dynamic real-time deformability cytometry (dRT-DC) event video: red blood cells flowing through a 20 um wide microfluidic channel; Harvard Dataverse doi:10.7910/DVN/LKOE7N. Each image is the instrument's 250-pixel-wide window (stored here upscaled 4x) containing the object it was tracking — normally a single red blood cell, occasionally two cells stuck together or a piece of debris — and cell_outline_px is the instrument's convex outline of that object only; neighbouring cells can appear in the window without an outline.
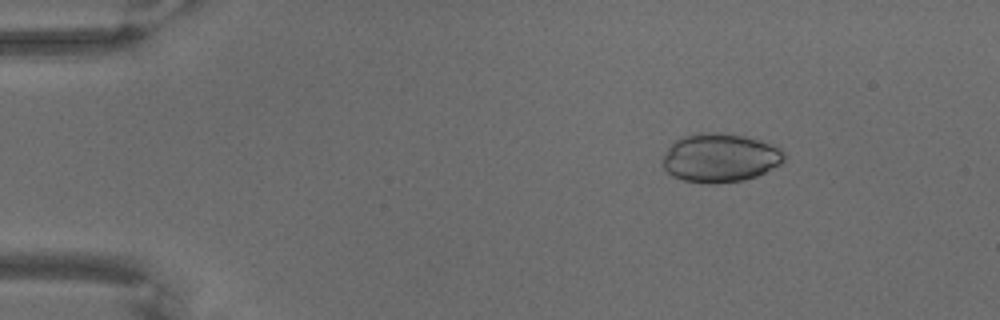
{"species": "common noctule bat (a hibernating species)", "species_latin": "Nyctalus noctula", "temperature_condition": "warm", "stored_images_in_passage": 68, "camera_frame_rate_fps": 3000, "um_per_image_px": 0.085, "animal": {"sex": "male", "body_mass_g": 18.8}, "frame": {"image": 1, "passage_image": 10, "time_ms": 3.0, "image_size_px": [1000, 320], "cell_outline_px": [[784, 160], [780, 164], [756, 176], [744, 180], [716, 184], [708, 184], [684, 180], [672, 176], [664, 168], [664, 156], [668, 148], [680, 136], [696, 132], [720, 132], [744, 136], [760, 140], [772, 144], [780, 148], [784, 152]], "centroid_in_image_um": [61.2, 13.4], "position_along_channel_um": 23.8, "area_um2": 34.62}}
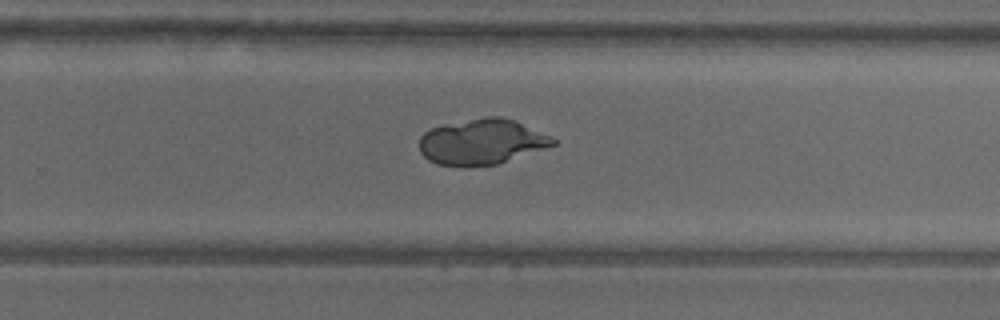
{"frame": {"image": 2, "passage_image": 45, "time_ms": 14.667, "image_size_px": [1000, 320], "cell_outline_px": [[556, 144], [496, 164], [436, 164], [428, 160], [420, 152], [420, 136], [424, 132], [432, 128], [444, 124], [484, 116], [500, 116], [516, 120], [552, 136], [556, 140]], "centroid_in_image_um": [40.96, 12.0], "position_along_channel_um": 288.8, "area_um2": 34.91}}
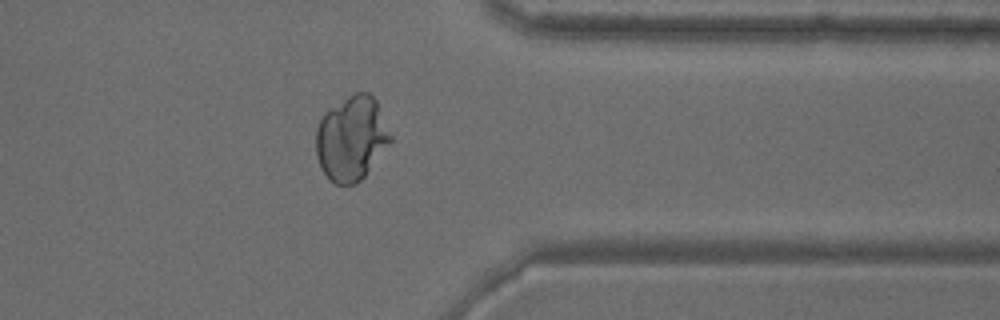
{"frame": {"image": 3, "passage_image": 55, "time_ms": 18.0, "image_size_px": [1000, 320], "cell_outline_px": [[392, 140], [364, 176], [356, 184], [336, 184], [324, 172], [316, 156], [316, 128], [324, 112], [348, 96], [356, 92], [368, 92], [376, 100], [392, 136]], "centroid_in_image_um": [29.87, 11.74], "position_along_channel_um": 381.5, "area_um2": 36.3}}